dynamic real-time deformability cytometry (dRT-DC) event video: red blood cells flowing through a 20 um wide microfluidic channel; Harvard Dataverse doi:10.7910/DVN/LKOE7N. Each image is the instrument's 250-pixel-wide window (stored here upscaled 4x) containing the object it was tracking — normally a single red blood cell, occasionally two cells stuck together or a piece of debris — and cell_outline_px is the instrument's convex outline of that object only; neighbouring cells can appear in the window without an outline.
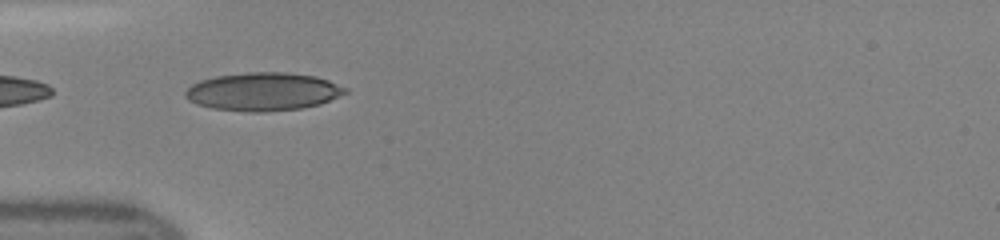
{"species": "human", "species_latin": "Homo sapiens", "temperature_condition": "room temperature", "stored_images_in_passage": 12, "camera_frame_rate_fps": 3000, "um_per_image_px": 0.085, "donor": {"sex": "female"}, "frame": {"image": 1, "passage_image": 1, "time_ms": 0.0, "image_size_px": [1000, 240], "cell_outline_px": [[348, 92], [340, 96], [320, 104], [304, 108], [264, 112], [248, 112], [212, 108], [196, 104], [188, 100], [184, 96], [184, 92], [192, 84], [200, 80], [216, 76], [248, 72], [284, 72], [316, 76], [328, 80], [348, 88]], "centroid_in_image_um": [22.37, 7.79], "position_along_channel_um": 62.6, "area_um2": 35.78}}
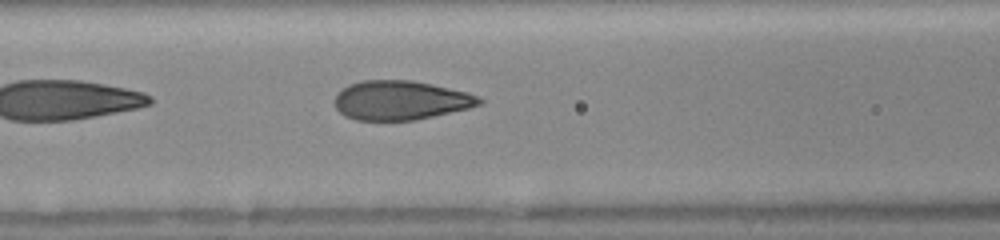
{"frame": {"image": 2, "passage_image": 6, "time_ms": 1.667, "image_size_px": [1000, 240], "cell_outline_px": [[484, 100], [480, 104], [468, 108], [432, 116], [412, 120], [356, 120], [344, 116], [336, 108], [332, 100], [336, 92], [348, 84], [360, 80], [412, 80], [432, 84], [468, 92], [480, 96]], "centroid_in_image_um": [33.99, 8.51], "position_along_channel_um": 132.6, "area_um2": 33.29}}
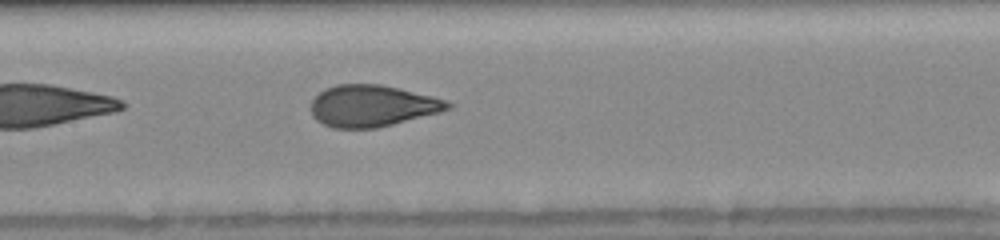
{"frame": {"image": 3, "passage_image": 9, "time_ms": 2.667, "image_size_px": [1000, 240], "cell_outline_px": [[452, 108], [440, 112], [376, 128], [332, 128], [316, 120], [312, 116], [312, 100], [324, 88], [336, 84], [380, 84], [432, 96], [444, 100], [452, 104]], "centroid_in_image_um": [31.61, 9.0], "position_along_channel_um": 175.8, "area_um2": 32.95}}